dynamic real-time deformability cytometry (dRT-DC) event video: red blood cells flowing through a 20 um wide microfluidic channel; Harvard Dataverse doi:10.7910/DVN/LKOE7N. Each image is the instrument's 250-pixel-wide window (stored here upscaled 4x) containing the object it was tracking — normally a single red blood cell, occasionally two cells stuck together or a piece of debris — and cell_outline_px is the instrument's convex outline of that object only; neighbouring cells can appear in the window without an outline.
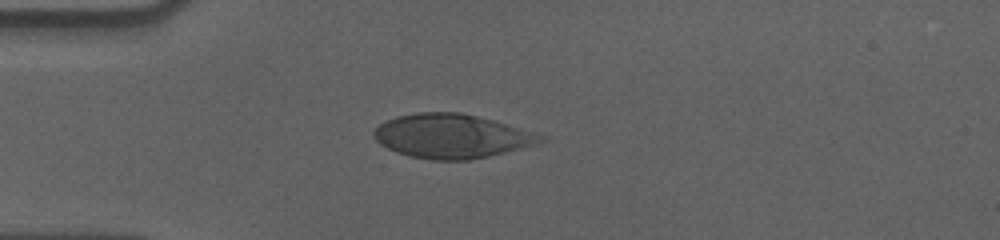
{"species": "human", "species_latin": "Homo sapiens", "temperature_condition": "cold", "stored_images_in_passage": 43, "camera_frame_rate_fps": 3000, "um_per_image_px": 0.085, "donor": {"sex": "male"}, "frame": {"image": 1, "passage_image": 1, "time_ms": 0.0, "image_size_px": [1000, 240], "cell_outline_px": [[548, 140], [536, 144], [488, 156], [468, 160], [432, 160], [408, 156], [396, 152], [380, 144], [372, 136], [372, 132], [380, 124], [396, 116], [416, 112], [460, 112], [492, 120], [544, 136]], "centroid_in_image_um": [38.33, 11.57], "position_along_channel_um": 46.7, "area_um2": 42.48}}
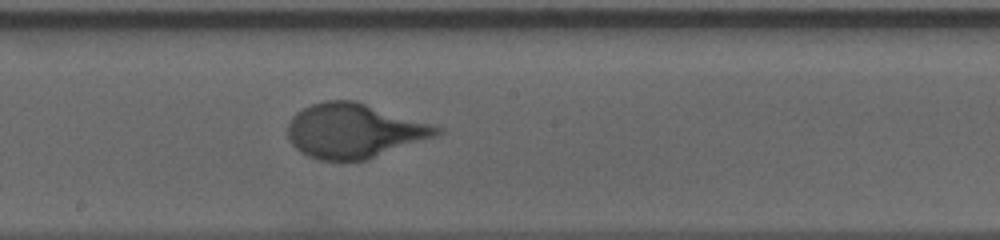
{"frame": {"image": 2, "passage_image": 17, "time_ms": 5.333, "image_size_px": [1000, 240], "cell_outline_px": [[444, 132], [436, 136], [368, 160], [320, 160], [308, 156], [300, 152], [288, 140], [288, 124], [292, 116], [296, 112], [312, 104], [324, 100], [356, 100], [432, 124], [444, 128]], "centroid_in_image_um": [30.11, 11.11], "position_along_channel_um": 218.1, "area_um2": 47.57}}
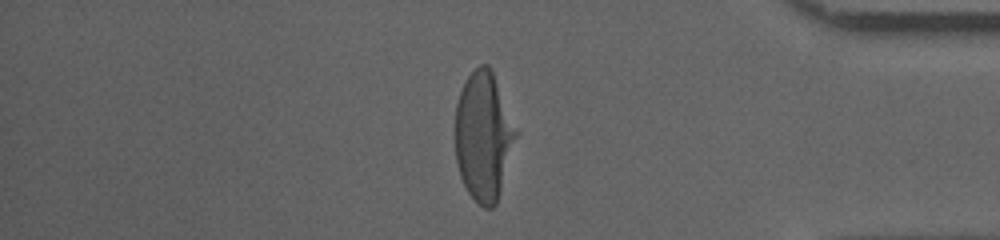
{"frame": {"image": 3, "passage_image": 34, "time_ms": 11.0, "image_size_px": [1000, 240], "cell_outline_px": [[520, 132], [496, 204], [492, 208], [484, 208], [476, 204], [468, 192], [460, 176], [456, 160], [456, 104], [460, 92], [468, 76], [480, 64], [488, 64], [492, 68]], "centroid_in_image_um": [41.15, 11.57], "position_along_channel_um": 394.0, "area_um2": 46.36}}